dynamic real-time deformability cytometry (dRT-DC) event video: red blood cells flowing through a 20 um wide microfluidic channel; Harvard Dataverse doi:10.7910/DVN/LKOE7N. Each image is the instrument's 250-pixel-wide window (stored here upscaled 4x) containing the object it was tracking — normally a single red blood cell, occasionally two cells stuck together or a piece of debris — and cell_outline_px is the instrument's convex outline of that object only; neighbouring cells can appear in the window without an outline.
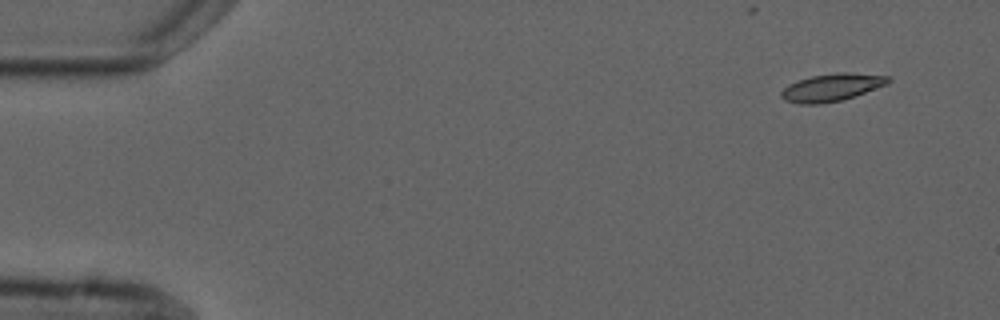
{"species": "common noctule bat (a hibernating species)", "species_latin": "Nyctalus noctula", "temperature_condition": "cold", "stored_images_in_passage": 5, "camera_frame_rate_fps": 3000, "um_per_image_px": 0.085, "animal": {"sex": "male", "forearm_length_mm": 52.5}, "frame": {"image": 1, "passage_image": 1, "time_ms": 0.0, "image_size_px": [1000, 320], "cell_outline_px": [[892, 80], [888, 84], [840, 100], [820, 104], [800, 104], [784, 100], [780, 96], [780, 92], [788, 84], [812, 76], [836, 72], [848, 72], [892, 76]], "centroid_in_image_um": [70.7, 7.41], "position_along_channel_um": 14.3, "area_um2": 17.11}}